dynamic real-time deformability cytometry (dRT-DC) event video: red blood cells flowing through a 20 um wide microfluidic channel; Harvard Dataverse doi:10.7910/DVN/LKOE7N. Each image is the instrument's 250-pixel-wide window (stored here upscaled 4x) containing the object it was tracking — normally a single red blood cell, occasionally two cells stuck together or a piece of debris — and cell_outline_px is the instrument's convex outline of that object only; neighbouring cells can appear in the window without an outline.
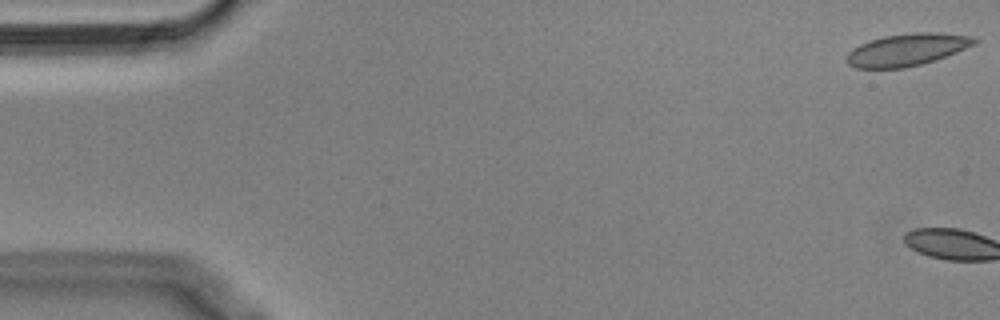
{"species": "Egyptian fruit bat (a non-hibernating species)", "species_latin": "Rousettus aegyptiacus", "temperature_condition": "cold", "stored_images_in_passage": 3, "camera_frame_rate_fps": 3000, "um_per_image_px": 0.085, "animal": {"sex": "male"}, "frame": {"image": 1, "passage_image": 1, "time_ms": 0.0, "image_size_px": [1000, 320], "cell_outline_px": [[980, 40], [976, 44], [936, 60], [904, 68], [856, 68], [848, 64], [844, 60], [848, 52], [860, 44], [868, 40], [884, 36], [912, 32], [936, 32], [972, 36]], "centroid_in_image_um": [77.09, 4.22], "position_along_channel_um": 7.9, "area_um2": 24.16}}